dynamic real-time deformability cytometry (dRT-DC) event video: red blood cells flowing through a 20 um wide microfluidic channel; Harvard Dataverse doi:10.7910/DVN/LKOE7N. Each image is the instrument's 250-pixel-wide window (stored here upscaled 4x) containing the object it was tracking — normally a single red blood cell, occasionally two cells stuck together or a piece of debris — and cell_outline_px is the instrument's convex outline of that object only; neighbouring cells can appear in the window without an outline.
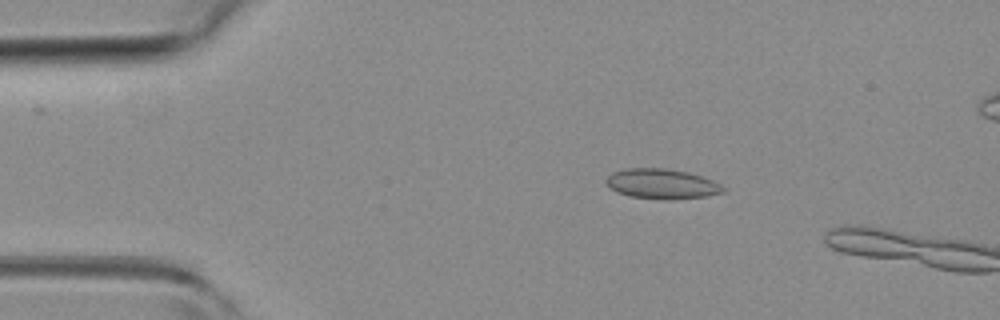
{"species": "common noctule bat (a hibernating species)", "species_latin": "Nyctalus noctula", "temperature_condition": "room temperature", "stored_images_in_passage": 6, "camera_frame_rate_fps": 3000, "um_per_image_px": 0.085, "animal": {"sex": "female", "body_mass_g": 19.3, "forearm_length_mm": 54.1}, "frame": {"image": 1, "passage_image": 4, "time_ms": 1.0, "image_size_px": [1000, 320], "cell_outline_px": [[724, 192], [708, 196], [628, 196], [616, 192], [604, 180], [612, 172], [624, 168], [664, 168], [688, 172], [712, 180], [720, 184], [724, 188]], "centroid_in_image_um": [56.21, 15.56], "position_along_channel_um": 28.8, "area_um2": 19.31}}